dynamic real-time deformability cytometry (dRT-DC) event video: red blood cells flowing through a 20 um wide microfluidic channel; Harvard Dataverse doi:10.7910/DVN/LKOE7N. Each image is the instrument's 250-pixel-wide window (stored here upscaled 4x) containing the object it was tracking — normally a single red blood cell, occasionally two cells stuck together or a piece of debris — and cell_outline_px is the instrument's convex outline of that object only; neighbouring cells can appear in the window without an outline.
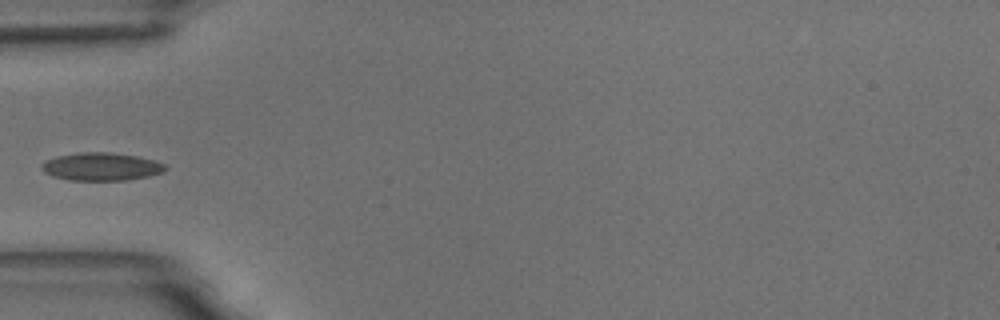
{"species": "common noctule bat (a hibernating species)", "species_latin": "Nyctalus noctula", "temperature_condition": "room temperature", "stored_images_in_passage": 4, "camera_frame_rate_fps": 3000, "um_per_image_px": 0.085, "animal": {"sex": "male", "body_mass_g": 18.8}, "frame": {"image": 1, "passage_image": 4, "time_ms": 3.667, "image_size_px": [1000, 320], "cell_outline_px": [[168, 168], [164, 172], [148, 176], [128, 180], [68, 180], [52, 176], [44, 172], [40, 168], [40, 164], [56, 156], [80, 152], [112, 152], [136, 156], [156, 160], [164, 164]], "centroid_in_image_um": [8.62, 14.16], "position_along_channel_um": 76.4, "area_um2": 20.29}}